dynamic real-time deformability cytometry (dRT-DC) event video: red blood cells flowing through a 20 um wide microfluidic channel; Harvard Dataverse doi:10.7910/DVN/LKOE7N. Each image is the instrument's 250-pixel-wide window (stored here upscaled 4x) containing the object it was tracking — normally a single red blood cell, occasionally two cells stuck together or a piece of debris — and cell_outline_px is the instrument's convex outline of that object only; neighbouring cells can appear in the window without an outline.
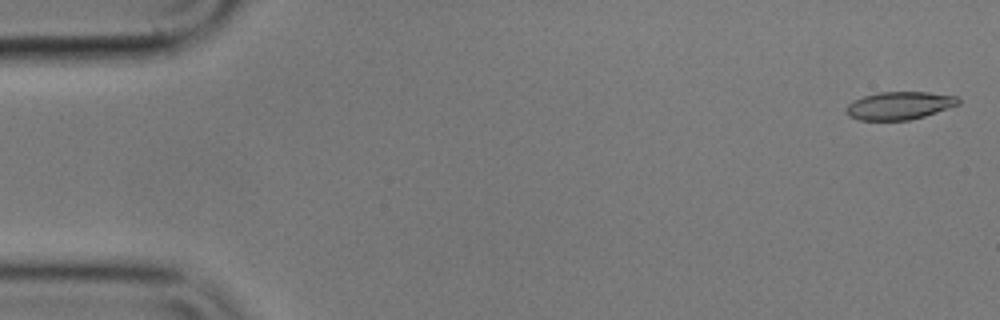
{"species": "common noctule bat (a hibernating species)", "species_latin": "Nyctalus noctula", "temperature_condition": "cold", "stored_images_in_passage": 56, "camera_frame_rate_fps": 3000, "um_per_image_px": 0.085, "animal": {"sex": "male", "body_mass_g": 17.9}, "frame": {"image": 1, "passage_image": 2, "time_ms": 0.333, "image_size_px": [1000, 320], "cell_outline_px": [[960, 104], [924, 116], [908, 120], [860, 120], [848, 116], [844, 112], [844, 108], [848, 104], [864, 96], [880, 92], [928, 92], [956, 96], [960, 100]], "centroid_in_image_um": [76.42, 8.98], "position_along_channel_um": 8.6, "area_um2": 18.15}}
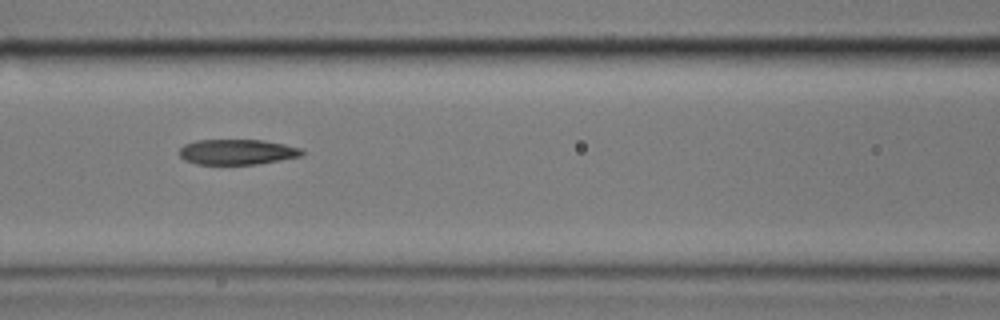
{"frame": {"image": 2, "passage_image": 24, "time_ms": 7.667, "image_size_px": [1000, 320], "cell_outline_px": [[304, 152], [300, 156], [280, 160], [256, 164], [196, 164], [184, 160], [180, 156], [180, 148], [184, 144], [196, 140], [260, 140], [284, 144], [300, 148]], "centroid_in_image_um": [20.12, 12.91], "position_along_channel_um": 146.5, "area_um2": 17.98}}
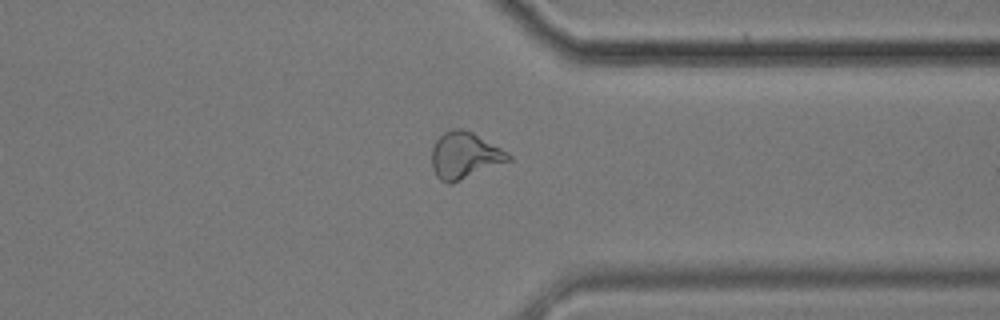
{"frame": {"image": 3, "passage_image": 43, "time_ms": 14.0, "image_size_px": [1000, 320], "cell_outline_px": [[512, 160], [448, 184], [440, 180], [436, 176], [432, 168], [432, 148], [436, 140], [444, 132], [452, 128], [460, 128], [472, 132], [508, 152], [512, 156]], "centroid_in_image_um": [39.48, 13.2], "position_along_channel_um": 371.9, "area_um2": 20.58}, "authors_computed_cell_mechanics": {"area_um2": 19.1896, "velocity_mm_per_s": 3.6077, "shape_relaxation_time_tau1_ms": null, "shape_relaxation_time_tau2_ms": 4.2761, "deformation_change_tau1": null, "deformation_change_tau2": 0.1233}}